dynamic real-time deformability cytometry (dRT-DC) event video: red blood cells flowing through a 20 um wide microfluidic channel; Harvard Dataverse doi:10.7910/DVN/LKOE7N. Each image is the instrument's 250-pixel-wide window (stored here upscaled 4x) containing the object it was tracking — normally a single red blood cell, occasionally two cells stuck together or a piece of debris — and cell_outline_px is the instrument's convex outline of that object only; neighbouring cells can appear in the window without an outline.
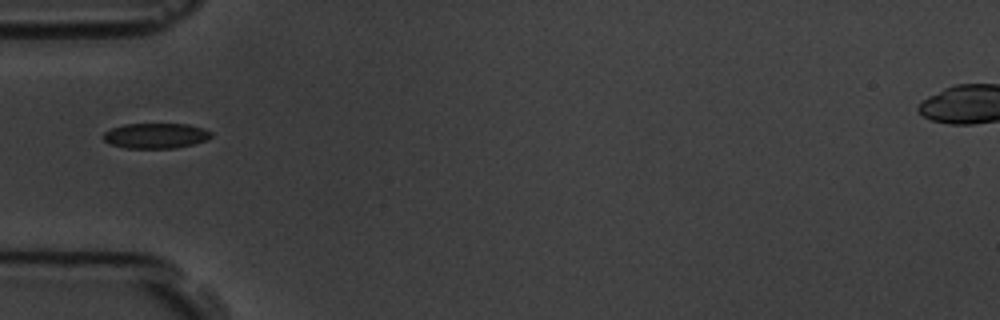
{"species": "common noctule bat (a hibernating species)", "species_latin": "Nyctalus noctula", "temperature_condition": "room temperature", "stored_images_in_passage": 1, "camera_frame_rate_fps": 3000, "um_per_image_px": 0.085, "animal": {"sex": "male", "body_mass_g": 19.5, "forearm_length_mm": 54.6}, "frame": {"image": 1, "passage_image": 1, "time_ms": 0.0, "image_size_px": [1000, 320], "cell_outline_px": [[212, 136], [204, 140], [192, 144], [172, 148], [124, 148], [108, 144], [100, 136], [104, 132], [112, 128], [124, 124], [188, 124], [204, 128], [212, 132]], "centroid_in_image_um": [13.18, 11.53], "position_along_channel_um": 71.8, "area_um2": 15.95}}